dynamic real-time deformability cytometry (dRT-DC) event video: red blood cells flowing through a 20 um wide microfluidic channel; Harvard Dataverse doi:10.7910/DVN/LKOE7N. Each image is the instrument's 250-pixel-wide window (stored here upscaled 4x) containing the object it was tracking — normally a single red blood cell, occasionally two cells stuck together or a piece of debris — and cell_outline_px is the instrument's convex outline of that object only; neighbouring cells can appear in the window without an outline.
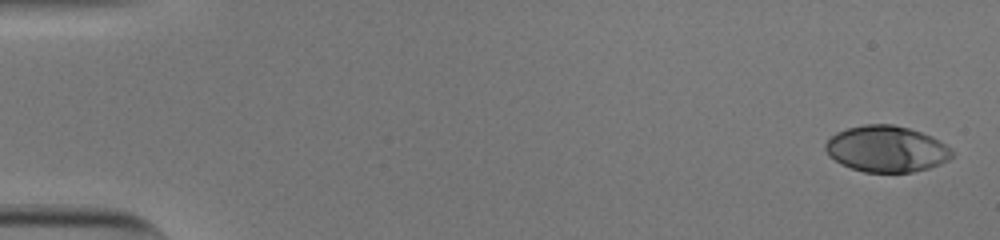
{"species": "human", "species_latin": "Homo sapiens", "temperature_condition": "cold", "stored_images_in_passage": 53, "camera_frame_rate_fps": 3000, "um_per_image_px": 0.085, "donor": {"sex": "male"}, "frame": {"image": 1, "passage_image": 1, "time_ms": 0.0, "image_size_px": [1000, 240], "cell_outline_px": [[952, 156], [948, 160], [940, 164], [928, 168], [912, 172], [864, 172], [840, 164], [828, 156], [824, 148], [824, 144], [836, 132], [848, 128], [864, 124], [892, 124], [908, 128], [932, 136], [940, 140], [952, 148]], "centroid_in_image_um": [75.34, 12.66], "position_along_channel_um": 9.7, "area_um2": 34.22}}
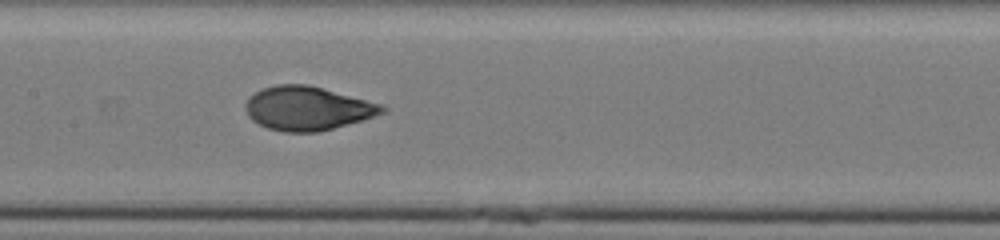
{"frame": {"image": 2, "passage_image": 27, "time_ms": 8.667, "image_size_px": [1000, 240], "cell_outline_px": [[388, 108], [384, 112], [360, 120], [332, 128], [316, 132], [284, 132], [268, 128], [252, 120], [248, 116], [244, 108], [244, 104], [256, 92], [264, 88], [276, 84], [308, 84], [384, 104]], "centroid_in_image_um": [26.13, 9.2], "position_along_channel_um": 181.3, "area_um2": 34.68}}
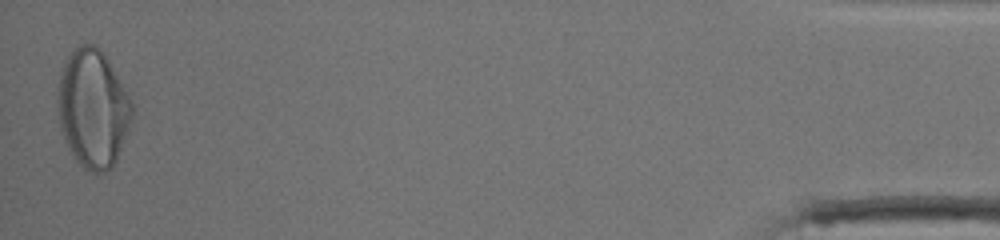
{"frame": {"image": 3, "passage_image": 53, "time_ms": 17.333, "image_size_px": [1000, 240], "cell_outline_px": [[132, 120], [128, 132], [116, 160], [112, 168], [104, 172], [92, 172], [84, 168], [76, 160], [68, 148], [60, 128], [56, 108], [56, 92], [64, 60], [80, 44], [92, 44], [108, 60], [128, 96], [132, 104]], "centroid_in_image_um": [7.86, 9.26], "position_along_channel_um": 427.3, "area_um2": 50.98}, "authors_computed_cell_mechanics": {"area_um2": 34.3332, "velocity_mm_per_s": 3.8073, "shape_relaxation_time_tau1_ms": 4.4218, "shape_relaxation_time_tau2_ms": 0.7699, "deformation_change_tau1": 0.1956, "deformation_change_tau2": 0.0528}}